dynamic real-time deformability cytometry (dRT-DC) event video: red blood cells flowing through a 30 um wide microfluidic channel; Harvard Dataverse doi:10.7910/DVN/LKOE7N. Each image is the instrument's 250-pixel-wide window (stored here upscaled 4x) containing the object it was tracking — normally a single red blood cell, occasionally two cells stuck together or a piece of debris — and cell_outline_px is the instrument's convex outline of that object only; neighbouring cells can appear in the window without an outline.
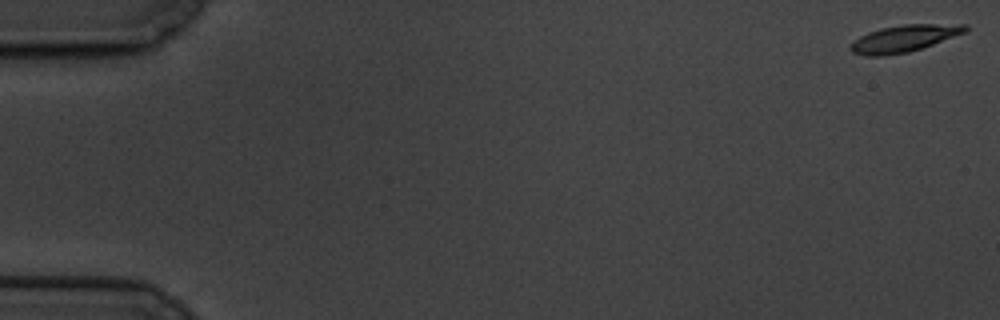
{"species": "common noctule bat (a hibernating species)", "species_latin": "Nyctalus noctula", "temperature_condition": "cold", "stored_images_in_passage": 62, "camera_frame_rate_fps": 3000, "um_per_image_px": 0.085, "animal": {"sex": "male", "body_mass_g": 19.5, "forearm_length_mm": 54.6}, "frame": {"image": 1, "passage_image": 1, "time_ms": 0.0, "image_size_px": [1000, 320], "cell_outline_px": [[968, 32], [908, 52], [884, 56], [864, 56], [852, 52], [848, 48], [860, 36], [868, 32], [880, 28], [904, 24], [968, 24]], "centroid_in_image_um": [76.86, 3.26], "position_along_channel_um": 8.1, "area_um2": 17.98}}
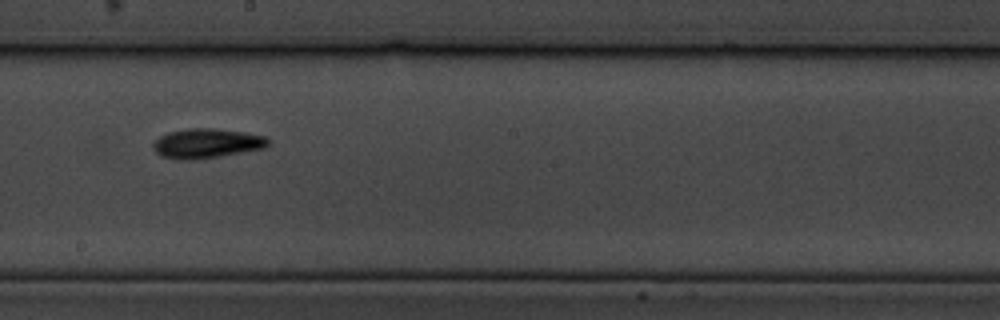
{"frame": {"image": 2, "passage_image": 35, "time_ms": 11.333, "image_size_px": [1000, 320], "cell_outline_px": [[272, 140], [264, 148], [220, 156], [196, 160], [180, 160], [160, 156], [152, 148], [152, 144], [160, 136], [168, 132], [188, 128], [216, 128], [244, 132], [264, 136]], "centroid_in_image_um": [17.55, 12.19], "position_along_channel_um": 230.7, "area_um2": 20.0}}
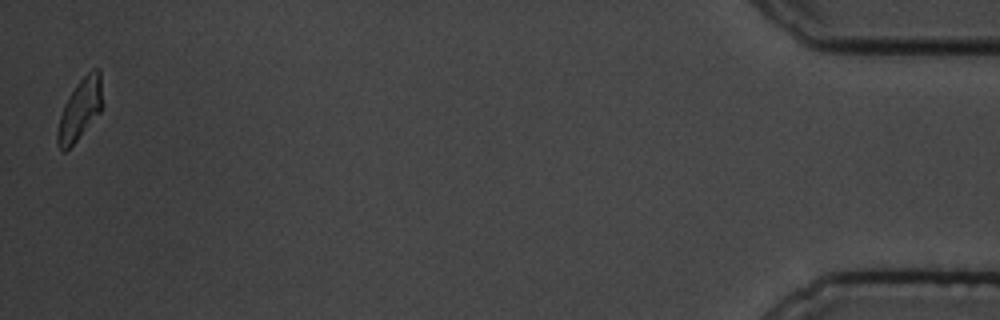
{"frame": {"image": 3, "passage_image": 61, "time_ms": 20.0, "image_size_px": [1000, 320], "cell_outline_px": [[104, 104], [100, 112], [76, 140], [64, 152], [60, 152], [56, 144], [56, 132], [60, 116], [64, 104], [68, 96], [76, 84], [92, 68], [100, 68]], "centroid_in_image_um": [6.81, 9.27], "position_along_channel_um": 428.4, "area_um2": 16.24}, "authors_computed_cell_mechanics": {"area_um2": 17.8313, "velocity_mm_per_s": 3.2877, "shape_relaxation_time_tau1_ms": 4.7982, "shape_relaxation_time_tau2_ms": null, "deformation_change_tau1": 0.1447, "deformation_change_tau2": null}}